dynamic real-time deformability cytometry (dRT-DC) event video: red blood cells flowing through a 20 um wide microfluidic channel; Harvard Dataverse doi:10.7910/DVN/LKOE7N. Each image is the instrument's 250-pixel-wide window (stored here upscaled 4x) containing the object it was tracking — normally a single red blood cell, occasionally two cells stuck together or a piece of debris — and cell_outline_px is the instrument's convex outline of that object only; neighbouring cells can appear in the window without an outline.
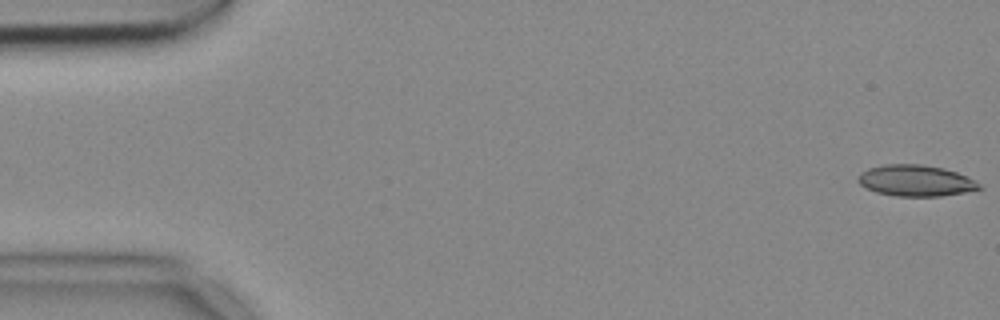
{"species": "common noctule bat (a hibernating species)", "species_latin": "Nyctalus noctula", "temperature_condition": "cold", "stored_images_in_passage": 54, "camera_frame_rate_fps": 3000, "um_per_image_px": 0.085, "animal": {"sex": "female", "body_mass_g": 18.4}, "frame": {"image": 1, "passage_image": 1, "time_ms": 0.0, "image_size_px": [1000, 320], "cell_outline_px": [[980, 188], [940, 196], [896, 196], [876, 192], [860, 184], [860, 172], [868, 168], [884, 164], [920, 164], [940, 168], [956, 172], [980, 184]], "centroid_in_image_um": [77.77, 15.35], "position_along_channel_um": 7.2, "area_um2": 21.39}}
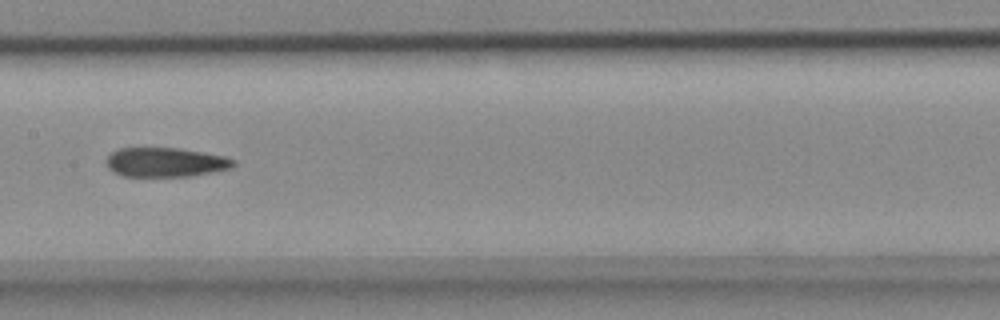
{"frame": {"image": 2, "passage_image": 27, "time_ms": 8.667, "image_size_px": [1000, 320], "cell_outline_px": [[236, 164], [232, 168], [192, 176], [124, 176], [108, 168], [108, 156], [116, 148], [180, 148], [224, 156], [236, 160]], "centroid_in_image_um": [14.11, 13.79], "position_along_channel_um": 193.3, "area_um2": 21.62}}
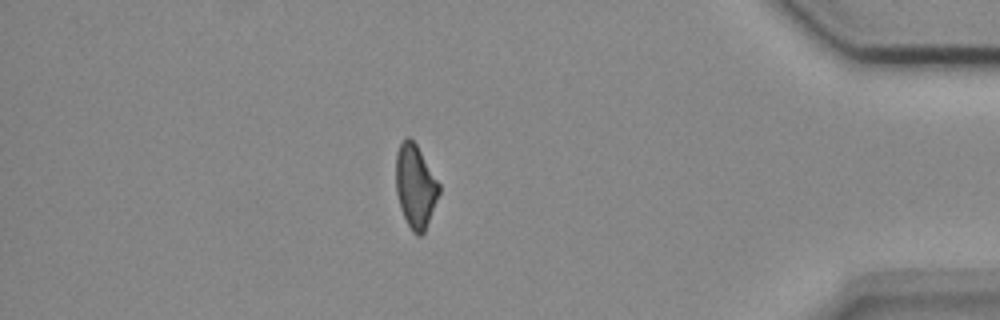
{"frame": {"image": 3, "passage_image": 47, "time_ms": 15.333, "image_size_px": [1000, 320], "cell_outline_px": [[440, 192], [424, 232], [420, 236], [416, 236], [412, 232], [400, 208], [396, 192], [396, 152], [400, 144], [408, 136], [416, 144], [440, 184]], "centroid_in_image_um": [35.3, 15.84], "position_along_channel_um": 399.9, "area_um2": 20.81}, "authors_computed_cell_mechanics": {"area_um2": 22.2241, "velocity_mm_per_s": 3.7071, "shape_relaxation_time_tau1_ms": 8.0489, "shape_relaxation_time_tau2_ms": 4.738, "deformation_change_tau1": 0.1732, "deformation_change_tau2": 0.1264}}